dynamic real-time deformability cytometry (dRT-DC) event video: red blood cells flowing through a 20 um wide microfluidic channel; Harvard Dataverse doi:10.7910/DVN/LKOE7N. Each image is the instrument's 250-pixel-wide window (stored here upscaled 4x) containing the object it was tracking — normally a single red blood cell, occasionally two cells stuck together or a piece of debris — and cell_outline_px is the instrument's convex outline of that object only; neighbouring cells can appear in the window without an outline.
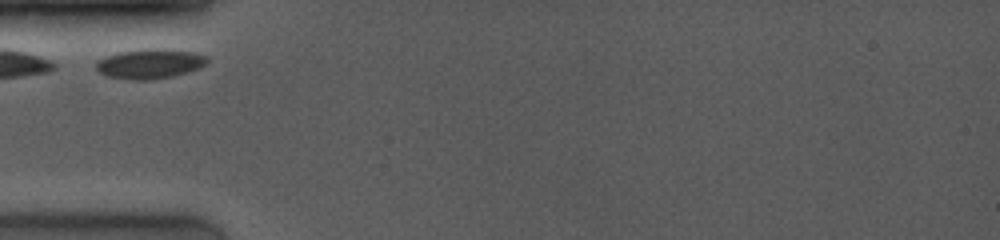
{"species": "common noctule bat (a hibernating species)", "species_latin": "Nyctalus noctula", "temperature_condition": "room temperature", "stored_images_in_passage": 23, "camera_frame_rate_fps": 4000, "um_per_image_px": 0.085, "animal": {"sex": "female", "body_mass_g": 19.0, "forearm_length_mm": 53.3}, "frame": {"image": 1, "passage_image": 1, "time_ms": 0.0, "image_size_px": [1000, 240], "cell_outline_px": [[208, 60], [200, 68], [188, 72], [172, 76], [152, 80], [132, 80], [108, 76], [100, 72], [96, 68], [96, 64], [104, 56], [120, 52], [144, 48], [160, 48], [192, 52], [208, 56]], "centroid_in_image_um": [12.75, 5.41], "position_along_channel_um": 72.3, "area_um2": 19.25}}